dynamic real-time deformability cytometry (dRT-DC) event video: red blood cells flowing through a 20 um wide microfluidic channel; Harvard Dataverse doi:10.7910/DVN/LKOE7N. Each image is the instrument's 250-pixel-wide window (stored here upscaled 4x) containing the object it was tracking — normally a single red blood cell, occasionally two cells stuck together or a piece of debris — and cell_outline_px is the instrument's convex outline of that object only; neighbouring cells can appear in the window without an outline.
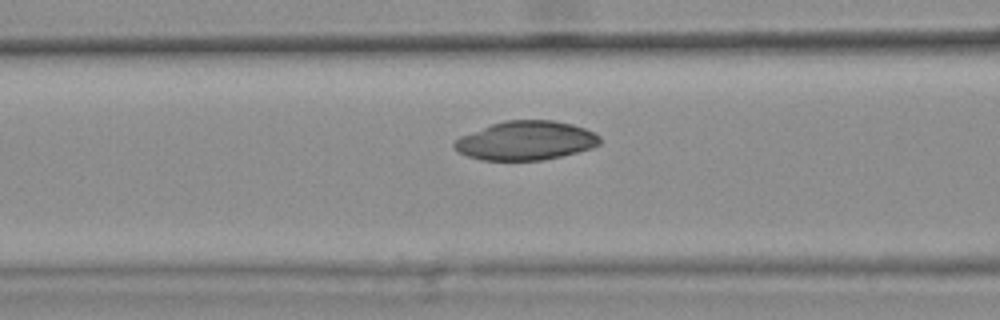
{"species": "common noctule bat (a hibernating species)", "species_latin": "Nyctalus noctula", "temperature_condition": "warm", "stored_images_in_passage": 48, "camera_frame_rate_fps": 3000, "um_per_image_px": 0.085, "animal": {"sex": "female", "body_mass_g": 25.1}, "frame": {"image": 1, "passage_image": 21, "time_ms": 6.667, "image_size_px": [1000, 320], "cell_outline_px": [[600, 144], [592, 148], [544, 160], [480, 160], [456, 152], [452, 148], [452, 144], [460, 136], [492, 124], [504, 120], [552, 120], [572, 124], [584, 128], [600, 136]], "centroid_in_image_um": [44.66, 11.95], "position_along_channel_um": 121.9, "area_um2": 33.06}}